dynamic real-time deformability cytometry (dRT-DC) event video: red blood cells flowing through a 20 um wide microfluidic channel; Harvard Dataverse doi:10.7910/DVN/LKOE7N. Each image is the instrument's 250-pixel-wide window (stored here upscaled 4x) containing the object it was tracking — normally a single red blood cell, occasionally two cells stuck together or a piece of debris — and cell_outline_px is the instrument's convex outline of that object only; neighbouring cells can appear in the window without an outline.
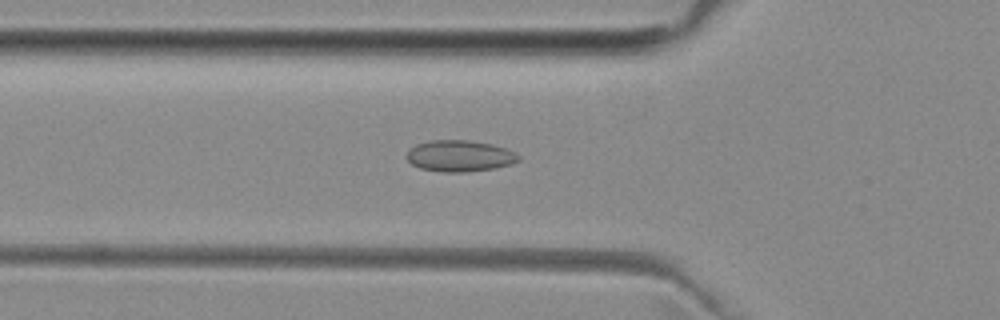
{"species": "common noctule bat (a hibernating species)", "species_latin": "Nyctalus noctula", "temperature_condition": "room temperature", "stored_images_in_passage": 41, "camera_frame_rate_fps": 3000, "um_per_image_px": 0.085, "animal": {"sex": "female", "body_mass_g": 29.2, "forearm_length_mm": 56.3}, "frame": {"image": 1, "passage_image": 7, "time_ms": 2.0, "image_size_px": [1000, 320], "cell_outline_px": [[520, 160], [512, 164], [496, 168], [468, 172], [444, 172], [420, 168], [412, 164], [404, 156], [416, 144], [428, 140], [468, 140], [492, 144], [516, 152], [520, 156]], "centroid_in_image_um": [39.09, 13.26], "position_along_channel_um": 86.7, "area_um2": 20.58}}
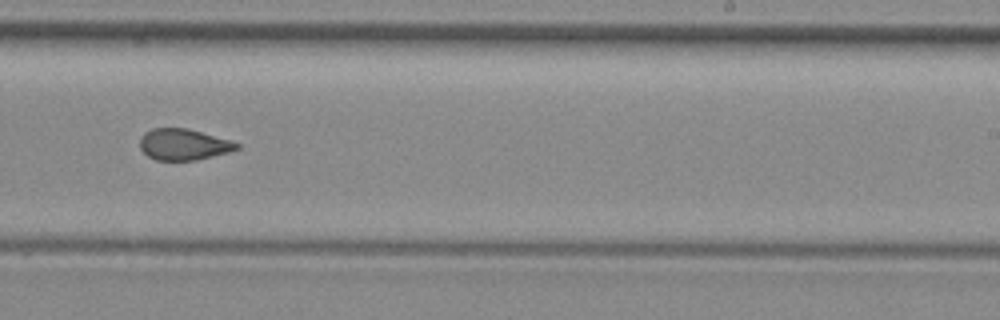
{"frame": {"image": 2, "passage_image": 21, "time_ms": 6.667, "image_size_px": [1000, 320], "cell_outline_px": [[240, 148], [228, 152], [196, 160], [156, 160], [148, 156], [140, 148], [140, 136], [144, 132], [152, 128], [188, 128], [232, 140], [240, 144]], "centroid_in_image_um": [15.6, 12.26], "position_along_channel_um": 273.4, "area_um2": 17.74}}
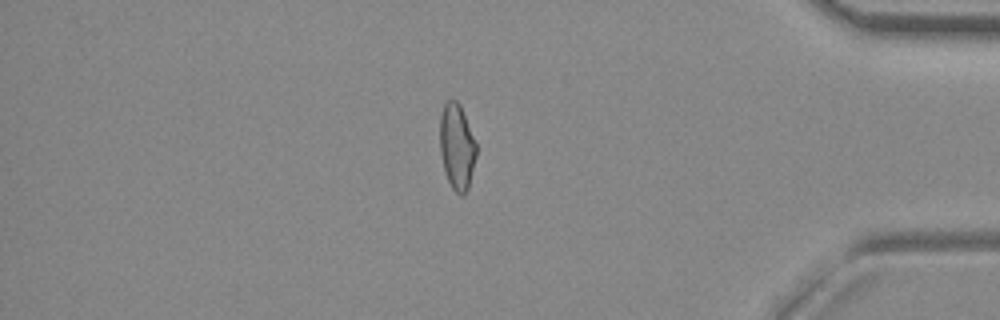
{"frame": {"image": 3, "passage_image": 33, "time_ms": 10.667, "image_size_px": [1000, 320], "cell_outline_px": [[476, 156], [468, 188], [464, 196], [460, 196], [452, 188], [448, 180], [444, 168], [440, 152], [440, 116], [444, 104], [448, 100], [456, 100], [460, 104], [476, 144]], "centroid_in_image_um": [38.83, 12.48], "position_along_channel_um": 396.4, "area_um2": 18.03}, "authors_computed_cell_mechanics": {"area_um2": 18.5538, "velocity_mm_per_s": 3.9935, "shape_relaxation_time_tau1_ms": null, "shape_relaxation_time_tau2_ms": 1.2767, "deformation_change_tau1": null, "deformation_change_tau2": 0.0708}}